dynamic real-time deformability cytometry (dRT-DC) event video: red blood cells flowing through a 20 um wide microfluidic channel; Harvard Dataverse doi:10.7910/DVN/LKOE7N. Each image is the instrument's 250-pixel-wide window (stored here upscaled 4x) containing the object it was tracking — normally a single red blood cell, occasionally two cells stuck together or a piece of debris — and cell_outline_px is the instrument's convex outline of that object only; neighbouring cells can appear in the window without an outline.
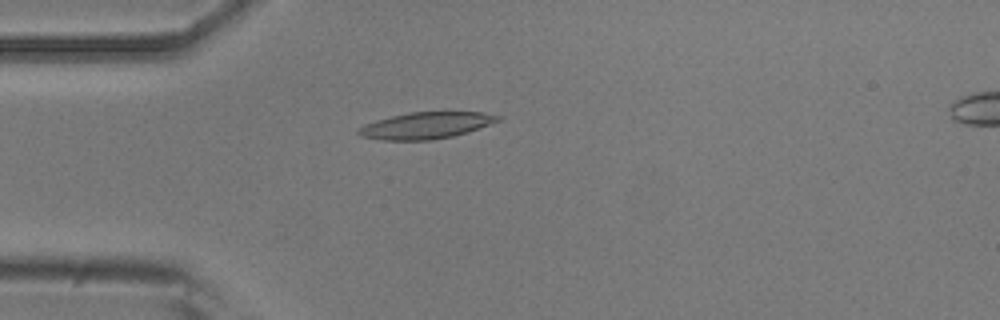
{"species": "common noctule bat (a hibernating species)", "species_latin": "Nyctalus noctula", "temperature_condition": "room temperature", "stored_images_in_passage": 43, "camera_frame_rate_fps": 3000, "um_per_image_px": 0.085, "animal": {"sex": "male", "body_mass_g": 20.5, "forearm_length_mm": 52.5}, "frame": {"image": 1, "passage_image": 4, "time_ms": 1.0, "image_size_px": [1000, 320], "cell_outline_px": [[504, 116], [500, 120], [468, 132], [452, 136], [432, 140], [380, 140], [360, 136], [356, 132], [356, 128], [364, 124], [376, 120], [408, 112], [484, 112]], "centroid_in_image_um": [36.19, 10.66], "position_along_channel_um": 48.8, "area_um2": 21.73}}
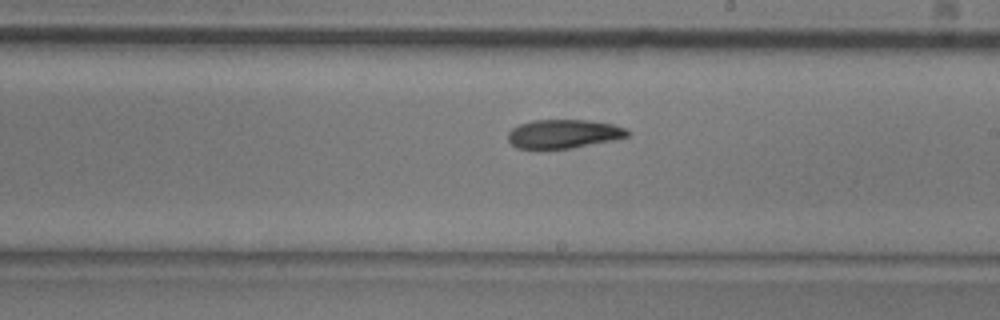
{"frame": {"image": 2, "passage_image": 20, "time_ms": 6.333, "image_size_px": [1000, 320], "cell_outline_px": [[632, 132], [628, 136], [612, 140], [572, 148], [516, 148], [508, 140], [508, 132], [512, 128], [520, 124], [532, 120], [588, 120], [612, 124], [628, 128]], "centroid_in_image_um": [47.93, 11.37], "position_along_channel_um": 241.1, "area_um2": 20.0}}
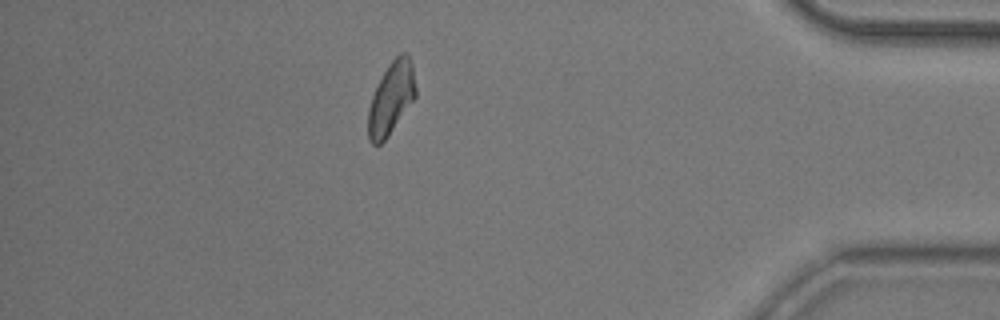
{"frame": {"image": 3, "passage_image": 36, "time_ms": 11.667, "image_size_px": [1000, 320], "cell_outline_px": [[416, 96], [388, 136], [380, 144], [372, 144], [368, 140], [368, 108], [372, 96], [388, 64], [400, 52], [408, 52], [412, 64], [416, 88]], "centroid_in_image_um": [33.25, 8.33], "position_along_channel_um": 401.9, "area_um2": 19.88}, "authors_computed_cell_mechanics": {"area_um2": 20.4034, "velocity_mm_per_s": 3.8088, "shape_relaxation_time_tau1_ms": 8.751, "shape_relaxation_time_tau2_ms": 7.0219, "deformation_change_tau1": 0.1921, "deformation_change_tau2": 0.1601}}